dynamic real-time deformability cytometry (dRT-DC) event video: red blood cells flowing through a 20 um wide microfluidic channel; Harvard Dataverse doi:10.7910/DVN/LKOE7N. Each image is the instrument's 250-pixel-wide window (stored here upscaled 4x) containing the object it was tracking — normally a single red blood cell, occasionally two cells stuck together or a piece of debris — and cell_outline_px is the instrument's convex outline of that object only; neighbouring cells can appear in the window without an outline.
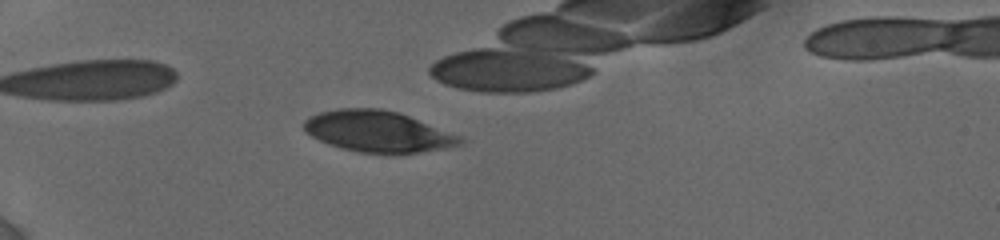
{"species": "human", "species_latin": "Homo sapiens", "temperature_condition": "cold", "stored_images_in_passage": 30, "camera_frame_rate_fps": 3000, "um_per_image_px": 0.085, "donor": {"sex": "female"}, "frame": {"image": 1, "passage_image": 11, "time_ms": 5.667, "image_size_px": [1000, 240], "cell_outline_px": [[464, 144], [444, 148], [420, 152], [356, 152], [340, 148], [328, 144], [304, 132], [304, 120], [308, 116], [320, 112], [336, 108], [380, 108], [396, 112], [408, 116], [460, 136], [464, 140]], "centroid_in_image_um": [32.06, 11.16], "position_along_channel_um": 52.9, "area_um2": 37.05}}
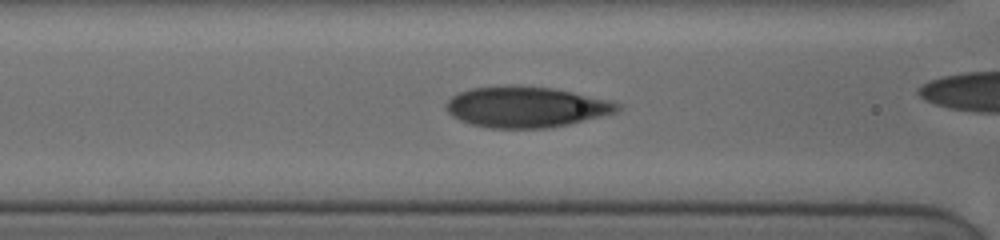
{"frame": {"image": 2, "passage_image": 18, "time_ms": 8.333, "image_size_px": [1000, 240], "cell_outline_px": [[620, 108], [616, 112], [568, 124], [544, 128], [492, 128], [472, 124], [460, 120], [452, 116], [448, 112], [448, 100], [452, 96], [460, 92], [472, 88], [552, 88], [612, 100], [620, 104]], "centroid_in_image_um": [44.76, 9.13], "position_along_channel_um": 121.8, "area_um2": 39.36}}
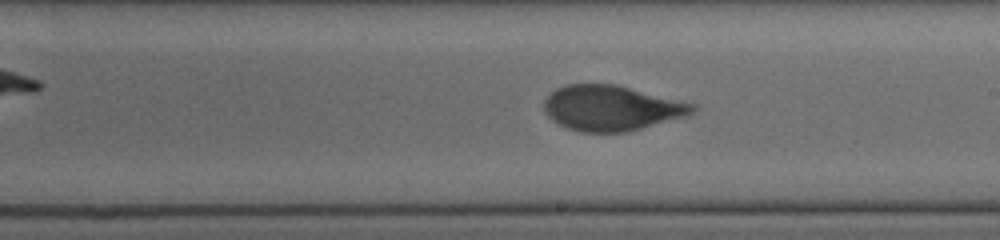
{"frame": {"image": 3, "passage_image": 26, "time_ms": 11.333, "image_size_px": [1000, 240], "cell_outline_px": [[696, 112], [688, 116], [628, 132], [580, 132], [568, 128], [552, 120], [544, 112], [544, 100], [556, 88], [564, 84], [616, 84], [696, 104]], "centroid_in_image_um": [52.0, 9.18], "position_along_channel_um": 237.0, "area_um2": 39.42}}